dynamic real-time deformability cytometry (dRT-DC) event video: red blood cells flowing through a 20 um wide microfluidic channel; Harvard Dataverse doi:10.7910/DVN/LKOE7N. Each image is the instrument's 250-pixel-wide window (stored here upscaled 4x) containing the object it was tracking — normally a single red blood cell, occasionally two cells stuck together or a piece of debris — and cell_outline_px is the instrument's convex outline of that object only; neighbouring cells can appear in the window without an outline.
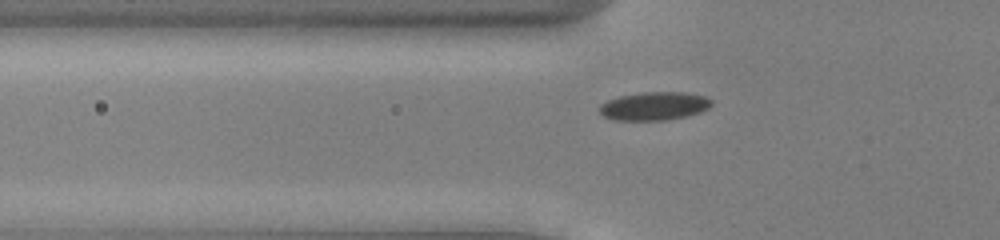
{"species": "common noctule bat (a hibernating species)", "species_latin": "Nyctalus noctula", "temperature_condition": "cold", "stored_images_in_passage": 39, "camera_frame_rate_fps": 3000, "um_per_image_px": 0.085, "animal": {"sex": "male", "body_mass_g": 13.0, "forearm_length_mm": 53.1}, "frame": {"image": 1, "passage_image": 5, "time_ms": 1.333, "image_size_px": [1000, 240], "cell_outline_px": [[712, 104], [708, 108], [700, 112], [684, 116], [664, 120], [612, 120], [604, 116], [600, 112], [600, 104], [608, 100], [620, 96], [644, 92], [684, 92], [704, 96], [712, 100]], "centroid_in_image_um": [55.6, 9.01], "position_along_channel_um": 70.2, "area_um2": 18.32}}
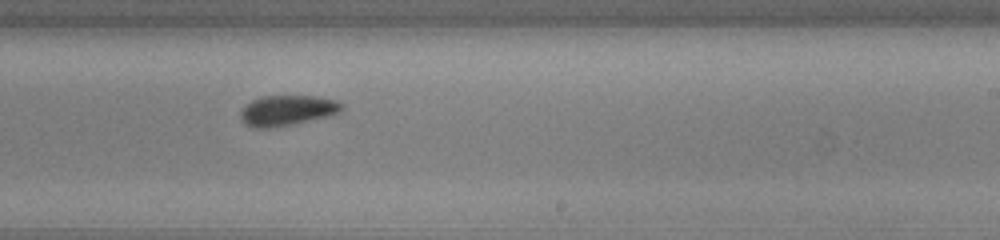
{"frame": {"image": 2, "passage_image": 20, "time_ms": 6.333, "image_size_px": [1000, 240], "cell_outline_px": [[344, 108], [340, 112], [328, 116], [292, 124], [268, 128], [256, 128], [244, 124], [240, 120], [240, 112], [252, 100], [264, 96], [316, 96], [336, 100], [344, 104]], "centroid_in_image_um": [24.43, 9.39], "position_along_channel_um": 264.6, "area_um2": 17.86}}
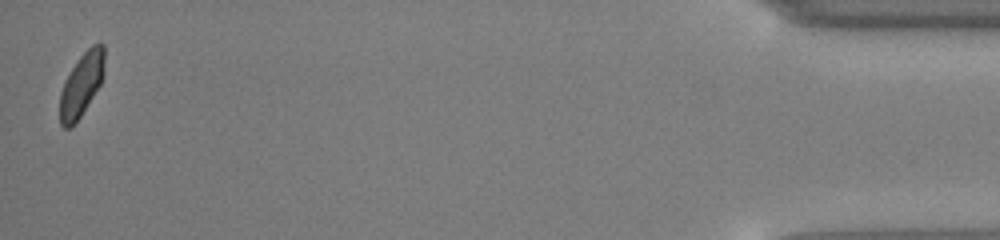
{"frame": {"image": 3, "passage_image": 39, "time_ms": 12.667, "image_size_px": [1000, 240], "cell_outline_px": [[104, 76], [100, 84], [80, 116], [68, 128], [64, 128], [60, 124], [60, 92], [64, 80], [80, 56], [92, 44], [100, 40], [104, 44]], "centroid_in_image_um": [6.94, 7.12], "position_along_channel_um": 428.3, "area_um2": 16.36}, "authors_computed_cell_mechanics": {"area_um2": 17.7446, "velocity_mm_per_s": 3.9194, "shape_relaxation_time_tau1_ms": 2.5857, "shape_relaxation_time_tau2_ms": 1.4011, "deformation_change_tau1": 0.0597, "deformation_change_tau2": 0.0375}}